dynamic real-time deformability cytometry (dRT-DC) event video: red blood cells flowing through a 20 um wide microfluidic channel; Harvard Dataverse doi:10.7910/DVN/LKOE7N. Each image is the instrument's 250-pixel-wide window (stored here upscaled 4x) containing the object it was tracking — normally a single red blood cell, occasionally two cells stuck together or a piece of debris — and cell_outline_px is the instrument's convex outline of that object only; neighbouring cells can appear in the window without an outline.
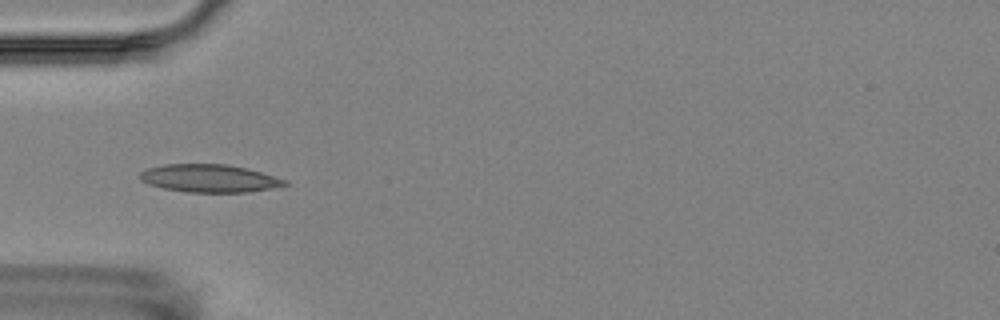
{"species": "Egyptian fruit bat (a non-hibernating species)", "species_latin": "Rousettus aegyptiacus", "temperature_condition": "room temperature", "stored_images_in_passage": 10, "camera_frame_rate_fps": 3000, "um_per_image_px": 0.085, "animal": {"sex": "female"}, "frame": {"image": 1, "passage_image": 5, "time_ms": 5.0, "image_size_px": [1000, 320], "cell_outline_px": [[288, 184], [272, 188], [248, 192], [188, 192], [164, 188], [148, 184], [140, 180], [136, 176], [144, 168], [164, 164], [228, 164], [260, 172], [288, 180]], "centroid_in_image_um": [17.73, 15.15], "position_along_channel_um": 67.3, "area_um2": 23.58}}
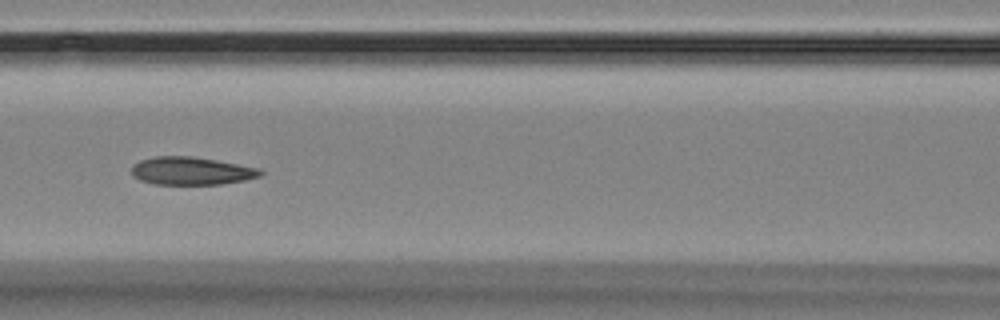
{"frame": {"image": 2, "passage_image": 7, "time_ms": 7.333, "image_size_px": [1000, 320], "cell_outline_px": [[264, 172], [260, 176], [244, 180], [220, 184], [152, 184], [140, 180], [132, 176], [132, 164], [140, 160], [156, 156], [192, 156], [216, 160], [260, 168]], "centroid_in_image_um": [16.24, 14.52], "position_along_channel_um": 150.4, "area_um2": 20.98}}
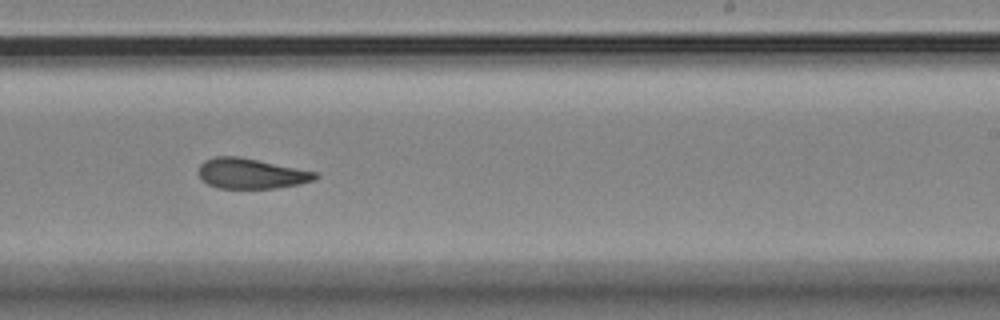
{"frame": {"image": 3, "passage_image": 10, "time_ms": 10.667, "image_size_px": [1000, 320], "cell_outline_px": [[320, 176], [316, 180], [300, 184], [276, 188], [216, 188], [200, 180], [196, 172], [200, 164], [204, 160], [216, 156], [240, 156], [316, 172]], "centroid_in_image_um": [21.3, 14.75], "position_along_channel_um": 267.7, "area_um2": 20.92}}